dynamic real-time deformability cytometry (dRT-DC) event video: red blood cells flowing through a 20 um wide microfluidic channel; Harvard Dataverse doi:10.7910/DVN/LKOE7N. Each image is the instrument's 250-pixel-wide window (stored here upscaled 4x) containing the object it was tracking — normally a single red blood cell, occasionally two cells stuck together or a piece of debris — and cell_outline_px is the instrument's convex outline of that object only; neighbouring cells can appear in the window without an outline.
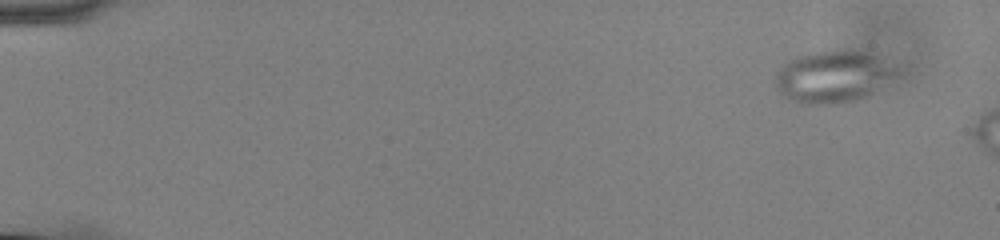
{"species": "common noctule bat (a hibernating species)", "species_latin": "Nyctalus noctula", "temperature_condition": "cold", "stored_images_in_passage": 10, "camera_frame_rate_fps": 3000, "um_per_image_px": 0.085, "animal": {"sex": "male", "body_mass_g": 13.0, "forearm_length_mm": 53.1}, "frame": {"image": 1, "passage_image": 4, "time_ms": 1.0, "image_size_px": [1000, 240], "cell_outline_px": [[900, 76], [872, 92], [864, 96], [852, 100], [832, 104], [800, 104], [784, 96], [780, 92], [776, 84], [776, 72], [788, 60], [812, 52], [868, 52], [900, 64]], "centroid_in_image_um": [70.91, 6.52], "position_along_channel_um": 14.1, "area_um2": 36.65}}